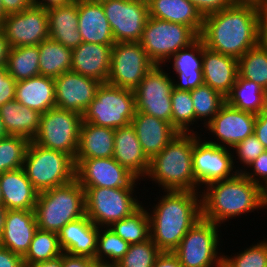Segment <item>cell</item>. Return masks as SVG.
Segmentation results:
<instances>
[{
  "mask_svg": "<svg viewBox=\"0 0 267 267\" xmlns=\"http://www.w3.org/2000/svg\"><path fill=\"white\" fill-rule=\"evenodd\" d=\"M203 82L226 97L238 76V59L203 48Z\"/></svg>",
  "mask_w": 267,
  "mask_h": 267,
  "instance_id": "27",
  "label": "cell"
},
{
  "mask_svg": "<svg viewBox=\"0 0 267 267\" xmlns=\"http://www.w3.org/2000/svg\"><path fill=\"white\" fill-rule=\"evenodd\" d=\"M199 36L188 26L149 17L139 43L155 65L163 66Z\"/></svg>",
  "mask_w": 267,
  "mask_h": 267,
  "instance_id": "10",
  "label": "cell"
},
{
  "mask_svg": "<svg viewBox=\"0 0 267 267\" xmlns=\"http://www.w3.org/2000/svg\"><path fill=\"white\" fill-rule=\"evenodd\" d=\"M74 159L62 151L42 147L30 141L23 169L34 188L40 193L75 179Z\"/></svg>",
  "mask_w": 267,
  "mask_h": 267,
  "instance_id": "6",
  "label": "cell"
},
{
  "mask_svg": "<svg viewBox=\"0 0 267 267\" xmlns=\"http://www.w3.org/2000/svg\"><path fill=\"white\" fill-rule=\"evenodd\" d=\"M135 112L134 91L102 83L83 114V121L115 130L129 125Z\"/></svg>",
  "mask_w": 267,
  "mask_h": 267,
  "instance_id": "9",
  "label": "cell"
},
{
  "mask_svg": "<svg viewBox=\"0 0 267 267\" xmlns=\"http://www.w3.org/2000/svg\"><path fill=\"white\" fill-rule=\"evenodd\" d=\"M40 75L57 78L59 75L70 71L72 67V49L61 43L49 39L38 45Z\"/></svg>",
  "mask_w": 267,
  "mask_h": 267,
  "instance_id": "35",
  "label": "cell"
},
{
  "mask_svg": "<svg viewBox=\"0 0 267 267\" xmlns=\"http://www.w3.org/2000/svg\"><path fill=\"white\" fill-rule=\"evenodd\" d=\"M0 267H25L23 257L0 246Z\"/></svg>",
  "mask_w": 267,
  "mask_h": 267,
  "instance_id": "51",
  "label": "cell"
},
{
  "mask_svg": "<svg viewBox=\"0 0 267 267\" xmlns=\"http://www.w3.org/2000/svg\"><path fill=\"white\" fill-rule=\"evenodd\" d=\"M153 267H182V265L173 252L167 251L158 255Z\"/></svg>",
  "mask_w": 267,
  "mask_h": 267,
  "instance_id": "55",
  "label": "cell"
},
{
  "mask_svg": "<svg viewBox=\"0 0 267 267\" xmlns=\"http://www.w3.org/2000/svg\"><path fill=\"white\" fill-rule=\"evenodd\" d=\"M29 143L20 136L7 135L0 139V173L23 168Z\"/></svg>",
  "mask_w": 267,
  "mask_h": 267,
  "instance_id": "42",
  "label": "cell"
},
{
  "mask_svg": "<svg viewBox=\"0 0 267 267\" xmlns=\"http://www.w3.org/2000/svg\"><path fill=\"white\" fill-rule=\"evenodd\" d=\"M135 1H139V2H143V3L148 4L151 0H135Z\"/></svg>",
  "mask_w": 267,
  "mask_h": 267,
  "instance_id": "65",
  "label": "cell"
},
{
  "mask_svg": "<svg viewBox=\"0 0 267 267\" xmlns=\"http://www.w3.org/2000/svg\"><path fill=\"white\" fill-rule=\"evenodd\" d=\"M260 44L267 46V3L257 7Z\"/></svg>",
  "mask_w": 267,
  "mask_h": 267,
  "instance_id": "54",
  "label": "cell"
},
{
  "mask_svg": "<svg viewBox=\"0 0 267 267\" xmlns=\"http://www.w3.org/2000/svg\"><path fill=\"white\" fill-rule=\"evenodd\" d=\"M238 75L267 92V46L258 44L238 59Z\"/></svg>",
  "mask_w": 267,
  "mask_h": 267,
  "instance_id": "39",
  "label": "cell"
},
{
  "mask_svg": "<svg viewBox=\"0 0 267 267\" xmlns=\"http://www.w3.org/2000/svg\"><path fill=\"white\" fill-rule=\"evenodd\" d=\"M135 188L138 189L137 187H83L86 216L97 227H109L113 222L131 215L143 204V201H139L140 195L137 197L140 192Z\"/></svg>",
  "mask_w": 267,
  "mask_h": 267,
  "instance_id": "8",
  "label": "cell"
},
{
  "mask_svg": "<svg viewBox=\"0 0 267 267\" xmlns=\"http://www.w3.org/2000/svg\"><path fill=\"white\" fill-rule=\"evenodd\" d=\"M62 254L56 232L37 229L30 247L23 256L25 267L37 262L47 261Z\"/></svg>",
  "mask_w": 267,
  "mask_h": 267,
  "instance_id": "40",
  "label": "cell"
},
{
  "mask_svg": "<svg viewBox=\"0 0 267 267\" xmlns=\"http://www.w3.org/2000/svg\"><path fill=\"white\" fill-rule=\"evenodd\" d=\"M7 135H8L7 131H6L5 127H4V124L2 122V118L0 116V139L6 137Z\"/></svg>",
  "mask_w": 267,
  "mask_h": 267,
  "instance_id": "63",
  "label": "cell"
},
{
  "mask_svg": "<svg viewBox=\"0 0 267 267\" xmlns=\"http://www.w3.org/2000/svg\"><path fill=\"white\" fill-rule=\"evenodd\" d=\"M114 153V129L82 122L76 158H109Z\"/></svg>",
  "mask_w": 267,
  "mask_h": 267,
  "instance_id": "33",
  "label": "cell"
},
{
  "mask_svg": "<svg viewBox=\"0 0 267 267\" xmlns=\"http://www.w3.org/2000/svg\"><path fill=\"white\" fill-rule=\"evenodd\" d=\"M155 65L134 90L136 111L165 120L171 124V92L174 88L171 72Z\"/></svg>",
  "mask_w": 267,
  "mask_h": 267,
  "instance_id": "13",
  "label": "cell"
},
{
  "mask_svg": "<svg viewBox=\"0 0 267 267\" xmlns=\"http://www.w3.org/2000/svg\"><path fill=\"white\" fill-rule=\"evenodd\" d=\"M34 212L38 229L58 233L68 222L86 215L85 190L74 179L40 192Z\"/></svg>",
  "mask_w": 267,
  "mask_h": 267,
  "instance_id": "5",
  "label": "cell"
},
{
  "mask_svg": "<svg viewBox=\"0 0 267 267\" xmlns=\"http://www.w3.org/2000/svg\"><path fill=\"white\" fill-rule=\"evenodd\" d=\"M221 227L201 218L189 229L172 251L182 267H222Z\"/></svg>",
  "mask_w": 267,
  "mask_h": 267,
  "instance_id": "7",
  "label": "cell"
},
{
  "mask_svg": "<svg viewBox=\"0 0 267 267\" xmlns=\"http://www.w3.org/2000/svg\"><path fill=\"white\" fill-rule=\"evenodd\" d=\"M78 31L82 42L114 45L112 29L101 2L78 0Z\"/></svg>",
  "mask_w": 267,
  "mask_h": 267,
  "instance_id": "26",
  "label": "cell"
},
{
  "mask_svg": "<svg viewBox=\"0 0 267 267\" xmlns=\"http://www.w3.org/2000/svg\"><path fill=\"white\" fill-rule=\"evenodd\" d=\"M112 49L113 45L82 42L72 49L71 70L106 83L110 71Z\"/></svg>",
  "mask_w": 267,
  "mask_h": 267,
  "instance_id": "24",
  "label": "cell"
},
{
  "mask_svg": "<svg viewBox=\"0 0 267 267\" xmlns=\"http://www.w3.org/2000/svg\"><path fill=\"white\" fill-rule=\"evenodd\" d=\"M149 17L180 23L190 27L198 36L203 28V16L188 0H151Z\"/></svg>",
  "mask_w": 267,
  "mask_h": 267,
  "instance_id": "31",
  "label": "cell"
},
{
  "mask_svg": "<svg viewBox=\"0 0 267 267\" xmlns=\"http://www.w3.org/2000/svg\"><path fill=\"white\" fill-rule=\"evenodd\" d=\"M16 83L6 66L0 67V106L15 99Z\"/></svg>",
  "mask_w": 267,
  "mask_h": 267,
  "instance_id": "48",
  "label": "cell"
},
{
  "mask_svg": "<svg viewBox=\"0 0 267 267\" xmlns=\"http://www.w3.org/2000/svg\"><path fill=\"white\" fill-rule=\"evenodd\" d=\"M10 48L39 45L49 39L47 9L32 5L7 15L0 25Z\"/></svg>",
  "mask_w": 267,
  "mask_h": 267,
  "instance_id": "18",
  "label": "cell"
},
{
  "mask_svg": "<svg viewBox=\"0 0 267 267\" xmlns=\"http://www.w3.org/2000/svg\"><path fill=\"white\" fill-rule=\"evenodd\" d=\"M93 260L87 256L70 255L62 252V267H91Z\"/></svg>",
  "mask_w": 267,
  "mask_h": 267,
  "instance_id": "52",
  "label": "cell"
},
{
  "mask_svg": "<svg viewBox=\"0 0 267 267\" xmlns=\"http://www.w3.org/2000/svg\"><path fill=\"white\" fill-rule=\"evenodd\" d=\"M6 15L22 12L33 5V0H1Z\"/></svg>",
  "mask_w": 267,
  "mask_h": 267,
  "instance_id": "53",
  "label": "cell"
},
{
  "mask_svg": "<svg viewBox=\"0 0 267 267\" xmlns=\"http://www.w3.org/2000/svg\"><path fill=\"white\" fill-rule=\"evenodd\" d=\"M91 267H120L119 262L93 260Z\"/></svg>",
  "mask_w": 267,
  "mask_h": 267,
  "instance_id": "60",
  "label": "cell"
},
{
  "mask_svg": "<svg viewBox=\"0 0 267 267\" xmlns=\"http://www.w3.org/2000/svg\"><path fill=\"white\" fill-rule=\"evenodd\" d=\"M172 117L171 124L180 133L193 132L195 124V110L190 91L173 88L171 92Z\"/></svg>",
  "mask_w": 267,
  "mask_h": 267,
  "instance_id": "41",
  "label": "cell"
},
{
  "mask_svg": "<svg viewBox=\"0 0 267 267\" xmlns=\"http://www.w3.org/2000/svg\"><path fill=\"white\" fill-rule=\"evenodd\" d=\"M204 47L205 45L202 39L198 37L188 47L182 48L171 56L163 65L164 67H168L167 70L170 67L173 68V76L171 75V77L173 78L175 89L191 91L204 83L202 73ZM168 63L172 64V66L170 65L169 67Z\"/></svg>",
  "mask_w": 267,
  "mask_h": 267,
  "instance_id": "20",
  "label": "cell"
},
{
  "mask_svg": "<svg viewBox=\"0 0 267 267\" xmlns=\"http://www.w3.org/2000/svg\"><path fill=\"white\" fill-rule=\"evenodd\" d=\"M256 114L239 110L225 102L213 119L204 126L201 136L211 144L232 149L254 133ZM208 131V132H207ZM211 137H205L206 134ZM207 138V139H206Z\"/></svg>",
  "mask_w": 267,
  "mask_h": 267,
  "instance_id": "15",
  "label": "cell"
},
{
  "mask_svg": "<svg viewBox=\"0 0 267 267\" xmlns=\"http://www.w3.org/2000/svg\"><path fill=\"white\" fill-rule=\"evenodd\" d=\"M57 235L62 252L94 259L98 227L86 215L68 222Z\"/></svg>",
  "mask_w": 267,
  "mask_h": 267,
  "instance_id": "25",
  "label": "cell"
},
{
  "mask_svg": "<svg viewBox=\"0 0 267 267\" xmlns=\"http://www.w3.org/2000/svg\"><path fill=\"white\" fill-rule=\"evenodd\" d=\"M112 157L137 179L144 180L149 170L150 160L143 152L131 123L114 130V153Z\"/></svg>",
  "mask_w": 267,
  "mask_h": 267,
  "instance_id": "22",
  "label": "cell"
},
{
  "mask_svg": "<svg viewBox=\"0 0 267 267\" xmlns=\"http://www.w3.org/2000/svg\"><path fill=\"white\" fill-rule=\"evenodd\" d=\"M254 134L267 150V109L256 115Z\"/></svg>",
  "mask_w": 267,
  "mask_h": 267,
  "instance_id": "50",
  "label": "cell"
},
{
  "mask_svg": "<svg viewBox=\"0 0 267 267\" xmlns=\"http://www.w3.org/2000/svg\"><path fill=\"white\" fill-rule=\"evenodd\" d=\"M28 267H62V254L47 261L34 263Z\"/></svg>",
  "mask_w": 267,
  "mask_h": 267,
  "instance_id": "58",
  "label": "cell"
},
{
  "mask_svg": "<svg viewBox=\"0 0 267 267\" xmlns=\"http://www.w3.org/2000/svg\"><path fill=\"white\" fill-rule=\"evenodd\" d=\"M49 38L74 49L82 43L78 31V0L47 9Z\"/></svg>",
  "mask_w": 267,
  "mask_h": 267,
  "instance_id": "29",
  "label": "cell"
},
{
  "mask_svg": "<svg viewBox=\"0 0 267 267\" xmlns=\"http://www.w3.org/2000/svg\"><path fill=\"white\" fill-rule=\"evenodd\" d=\"M226 102L242 111L259 114L267 109V92L251 80L236 78Z\"/></svg>",
  "mask_w": 267,
  "mask_h": 267,
  "instance_id": "34",
  "label": "cell"
},
{
  "mask_svg": "<svg viewBox=\"0 0 267 267\" xmlns=\"http://www.w3.org/2000/svg\"><path fill=\"white\" fill-rule=\"evenodd\" d=\"M83 115L73 111L51 108L41 114L40 128L33 142L76 158Z\"/></svg>",
  "mask_w": 267,
  "mask_h": 267,
  "instance_id": "11",
  "label": "cell"
},
{
  "mask_svg": "<svg viewBox=\"0 0 267 267\" xmlns=\"http://www.w3.org/2000/svg\"><path fill=\"white\" fill-rule=\"evenodd\" d=\"M204 17L210 13L221 11L233 5L232 0H188Z\"/></svg>",
  "mask_w": 267,
  "mask_h": 267,
  "instance_id": "49",
  "label": "cell"
},
{
  "mask_svg": "<svg viewBox=\"0 0 267 267\" xmlns=\"http://www.w3.org/2000/svg\"><path fill=\"white\" fill-rule=\"evenodd\" d=\"M157 193L159 195L154 199L158 202L151 208L146 207L150 238L162 252H172L202 218L201 192L170 190L163 191L164 195Z\"/></svg>",
  "mask_w": 267,
  "mask_h": 267,
  "instance_id": "2",
  "label": "cell"
},
{
  "mask_svg": "<svg viewBox=\"0 0 267 267\" xmlns=\"http://www.w3.org/2000/svg\"><path fill=\"white\" fill-rule=\"evenodd\" d=\"M9 50L10 45L5 37L3 30L0 28V67L6 66Z\"/></svg>",
  "mask_w": 267,
  "mask_h": 267,
  "instance_id": "56",
  "label": "cell"
},
{
  "mask_svg": "<svg viewBox=\"0 0 267 267\" xmlns=\"http://www.w3.org/2000/svg\"><path fill=\"white\" fill-rule=\"evenodd\" d=\"M190 94L195 110V127L193 126V133H198L196 126L197 128H200V124L201 127L206 126L226 102V97L204 83L191 90ZM199 121L203 122L199 124Z\"/></svg>",
  "mask_w": 267,
  "mask_h": 267,
  "instance_id": "37",
  "label": "cell"
},
{
  "mask_svg": "<svg viewBox=\"0 0 267 267\" xmlns=\"http://www.w3.org/2000/svg\"><path fill=\"white\" fill-rule=\"evenodd\" d=\"M0 203H2V191H1V187H0Z\"/></svg>",
  "mask_w": 267,
  "mask_h": 267,
  "instance_id": "66",
  "label": "cell"
},
{
  "mask_svg": "<svg viewBox=\"0 0 267 267\" xmlns=\"http://www.w3.org/2000/svg\"><path fill=\"white\" fill-rule=\"evenodd\" d=\"M7 15L5 14L4 12V8H3V5H2V1L0 0V25L1 23L3 22L4 18L6 17Z\"/></svg>",
  "mask_w": 267,
  "mask_h": 267,
  "instance_id": "64",
  "label": "cell"
},
{
  "mask_svg": "<svg viewBox=\"0 0 267 267\" xmlns=\"http://www.w3.org/2000/svg\"><path fill=\"white\" fill-rule=\"evenodd\" d=\"M129 243L109 227H98L95 260L118 262L128 251Z\"/></svg>",
  "mask_w": 267,
  "mask_h": 267,
  "instance_id": "44",
  "label": "cell"
},
{
  "mask_svg": "<svg viewBox=\"0 0 267 267\" xmlns=\"http://www.w3.org/2000/svg\"><path fill=\"white\" fill-rule=\"evenodd\" d=\"M37 229L34 210H7L0 246L23 257Z\"/></svg>",
  "mask_w": 267,
  "mask_h": 267,
  "instance_id": "23",
  "label": "cell"
},
{
  "mask_svg": "<svg viewBox=\"0 0 267 267\" xmlns=\"http://www.w3.org/2000/svg\"><path fill=\"white\" fill-rule=\"evenodd\" d=\"M230 256L223 252L222 267H267V239L251 243Z\"/></svg>",
  "mask_w": 267,
  "mask_h": 267,
  "instance_id": "43",
  "label": "cell"
},
{
  "mask_svg": "<svg viewBox=\"0 0 267 267\" xmlns=\"http://www.w3.org/2000/svg\"><path fill=\"white\" fill-rule=\"evenodd\" d=\"M15 100L43 114L56 107V90L53 78L36 76L16 83Z\"/></svg>",
  "mask_w": 267,
  "mask_h": 267,
  "instance_id": "30",
  "label": "cell"
},
{
  "mask_svg": "<svg viewBox=\"0 0 267 267\" xmlns=\"http://www.w3.org/2000/svg\"><path fill=\"white\" fill-rule=\"evenodd\" d=\"M161 252L149 238L142 243L130 244L128 251L118 262L120 267H153Z\"/></svg>",
  "mask_w": 267,
  "mask_h": 267,
  "instance_id": "45",
  "label": "cell"
},
{
  "mask_svg": "<svg viewBox=\"0 0 267 267\" xmlns=\"http://www.w3.org/2000/svg\"><path fill=\"white\" fill-rule=\"evenodd\" d=\"M6 215H7V209L5 208L3 203H0V238L4 231Z\"/></svg>",
  "mask_w": 267,
  "mask_h": 267,
  "instance_id": "61",
  "label": "cell"
},
{
  "mask_svg": "<svg viewBox=\"0 0 267 267\" xmlns=\"http://www.w3.org/2000/svg\"><path fill=\"white\" fill-rule=\"evenodd\" d=\"M232 155L231 149L208 143L202 136L194 142L192 163L198 192L211 182L227 180L238 173Z\"/></svg>",
  "mask_w": 267,
  "mask_h": 267,
  "instance_id": "14",
  "label": "cell"
},
{
  "mask_svg": "<svg viewBox=\"0 0 267 267\" xmlns=\"http://www.w3.org/2000/svg\"><path fill=\"white\" fill-rule=\"evenodd\" d=\"M155 66L139 42L113 45L107 84L134 91Z\"/></svg>",
  "mask_w": 267,
  "mask_h": 267,
  "instance_id": "12",
  "label": "cell"
},
{
  "mask_svg": "<svg viewBox=\"0 0 267 267\" xmlns=\"http://www.w3.org/2000/svg\"><path fill=\"white\" fill-rule=\"evenodd\" d=\"M131 125L134 127L142 150L149 160L160 153L180 133L169 122L140 111L135 112Z\"/></svg>",
  "mask_w": 267,
  "mask_h": 267,
  "instance_id": "21",
  "label": "cell"
},
{
  "mask_svg": "<svg viewBox=\"0 0 267 267\" xmlns=\"http://www.w3.org/2000/svg\"><path fill=\"white\" fill-rule=\"evenodd\" d=\"M74 163L75 179L82 187L123 188L141 183L113 157L75 158Z\"/></svg>",
  "mask_w": 267,
  "mask_h": 267,
  "instance_id": "17",
  "label": "cell"
},
{
  "mask_svg": "<svg viewBox=\"0 0 267 267\" xmlns=\"http://www.w3.org/2000/svg\"><path fill=\"white\" fill-rule=\"evenodd\" d=\"M56 107L83 115L102 82L72 70L54 79Z\"/></svg>",
  "mask_w": 267,
  "mask_h": 267,
  "instance_id": "19",
  "label": "cell"
},
{
  "mask_svg": "<svg viewBox=\"0 0 267 267\" xmlns=\"http://www.w3.org/2000/svg\"><path fill=\"white\" fill-rule=\"evenodd\" d=\"M142 204L131 215L113 222L109 228L129 244L142 243L150 238L149 216Z\"/></svg>",
  "mask_w": 267,
  "mask_h": 267,
  "instance_id": "38",
  "label": "cell"
},
{
  "mask_svg": "<svg viewBox=\"0 0 267 267\" xmlns=\"http://www.w3.org/2000/svg\"><path fill=\"white\" fill-rule=\"evenodd\" d=\"M265 150L263 144L254 133L246 137L231 149L235 170L238 173L244 172V170Z\"/></svg>",
  "mask_w": 267,
  "mask_h": 267,
  "instance_id": "46",
  "label": "cell"
},
{
  "mask_svg": "<svg viewBox=\"0 0 267 267\" xmlns=\"http://www.w3.org/2000/svg\"><path fill=\"white\" fill-rule=\"evenodd\" d=\"M2 203L7 210H34L39 192L23 168L0 173Z\"/></svg>",
  "mask_w": 267,
  "mask_h": 267,
  "instance_id": "28",
  "label": "cell"
},
{
  "mask_svg": "<svg viewBox=\"0 0 267 267\" xmlns=\"http://www.w3.org/2000/svg\"><path fill=\"white\" fill-rule=\"evenodd\" d=\"M201 209L203 219L225 226L233 218L263 210L262 188L243 173H237L201 189Z\"/></svg>",
  "mask_w": 267,
  "mask_h": 267,
  "instance_id": "3",
  "label": "cell"
},
{
  "mask_svg": "<svg viewBox=\"0 0 267 267\" xmlns=\"http://www.w3.org/2000/svg\"><path fill=\"white\" fill-rule=\"evenodd\" d=\"M233 4L252 5L255 7L262 6L267 3V0H232Z\"/></svg>",
  "mask_w": 267,
  "mask_h": 267,
  "instance_id": "59",
  "label": "cell"
},
{
  "mask_svg": "<svg viewBox=\"0 0 267 267\" xmlns=\"http://www.w3.org/2000/svg\"><path fill=\"white\" fill-rule=\"evenodd\" d=\"M38 45L10 48L6 68L16 81L40 75Z\"/></svg>",
  "mask_w": 267,
  "mask_h": 267,
  "instance_id": "36",
  "label": "cell"
},
{
  "mask_svg": "<svg viewBox=\"0 0 267 267\" xmlns=\"http://www.w3.org/2000/svg\"><path fill=\"white\" fill-rule=\"evenodd\" d=\"M0 116L8 135L33 141L40 128L41 113L15 99L0 106Z\"/></svg>",
  "mask_w": 267,
  "mask_h": 267,
  "instance_id": "32",
  "label": "cell"
},
{
  "mask_svg": "<svg viewBox=\"0 0 267 267\" xmlns=\"http://www.w3.org/2000/svg\"><path fill=\"white\" fill-rule=\"evenodd\" d=\"M262 204L263 210L267 209V183L262 187Z\"/></svg>",
  "mask_w": 267,
  "mask_h": 267,
  "instance_id": "62",
  "label": "cell"
},
{
  "mask_svg": "<svg viewBox=\"0 0 267 267\" xmlns=\"http://www.w3.org/2000/svg\"><path fill=\"white\" fill-rule=\"evenodd\" d=\"M242 173L262 188L267 183V150L260 154Z\"/></svg>",
  "mask_w": 267,
  "mask_h": 267,
  "instance_id": "47",
  "label": "cell"
},
{
  "mask_svg": "<svg viewBox=\"0 0 267 267\" xmlns=\"http://www.w3.org/2000/svg\"><path fill=\"white\" fill-rule=\"evenodd\" d=\"M201 135L178 133L167 146L150 160L143 181L155 183L162 191L198 192L192 163L193 144ZM147 179V180H146Z\"/></svg>",
  "mask_w": 267,
  "mask_h": 267,
  "instance_id": "4",
  "label": "cell"
},
{
  "mask_svg": "<svg viewBox=\"0 0 267 267\" xmlns=\"http://www.w3.org/2000/svg\"><path fill=\"white\" fill-rule=\"evenodd\" d=\"M199 37L206 48L239 59L260 43L258 9L252 5L233 4L205 15Z\"/></svg>",
  "mask_w": 267,
  "mask_h": 267,
  "instance_id": "1",
  "label": "cell"
},
{
  "mask_svg": "<svg viewBox=\"0 0 267 267\" xmlns=\"http://www.w3.org/2000/svg\"><path fill=\"white\" fill-rule=\"evenodd\" d=\"M117 42H139L147 19L148 4L135 0L100 1Z\"/></svg>",
  "mask_w": 267,
  "mask_h": 267,
  "instance_id": "16",
  "label": "cell"
},
{
  "mask_svg": "<svg viewBox=\"0 0 267 267\" xmlns=\"http://www.w3.org/2000/svg\"><path fill=\"white\" fill-rule=\"evenodd\" d=\"M88 1H98V2H100V1H102V0H88Z\"/></svg>",
  "mask_w": 267,
  "mask_h": 267,
  "instance_id": "67",
  "label": "cell"
},
{
  "mask_svg": "<svg viewBox=\"0 0 267 267\" xmlns=\"http://www.w3.org/2000/svg\"><path fill=\"white\" fill-rule=\"evenodd\" d=\"M74 1L76 0H33V4L48 9L55 6L70 4Z\"/></svg>",
  "mask_w": 267,
  "mask_h": 267,
  "instance_id": "57",
  "label": "cell"
}]
</instances>
